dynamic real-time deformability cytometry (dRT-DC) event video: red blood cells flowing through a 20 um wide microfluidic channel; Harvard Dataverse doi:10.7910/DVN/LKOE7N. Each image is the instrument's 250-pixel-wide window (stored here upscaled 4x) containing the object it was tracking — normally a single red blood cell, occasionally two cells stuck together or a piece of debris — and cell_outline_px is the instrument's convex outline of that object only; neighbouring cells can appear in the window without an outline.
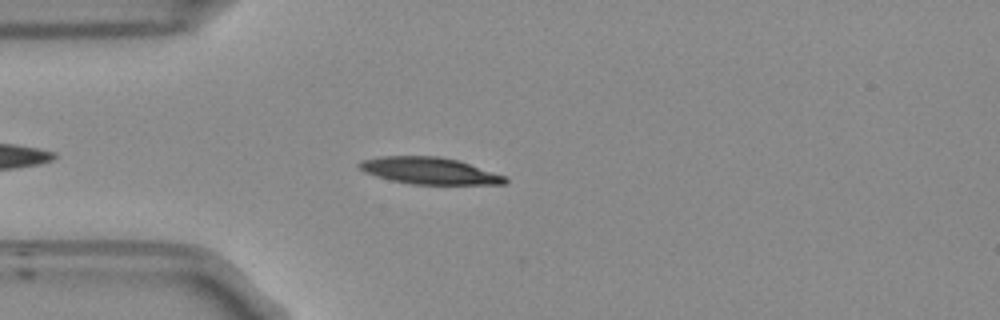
{"species": "Egyptian fruit bat (a non-hibernating species)", "species_latin": "Rousettus aegyptiacus", "temperature_condition": "room temperature", "stored_images_in_passage": 46, "camera_frame_rate_fps": 3000, "um_per_image_px": 0.085, "frame": {"image": 1, "passage_image": 6, "time_ms": 1.667, "image_size_px": [1000, 320], "cell_outline_px": [[508, 180], [504, 184], [412, 184], [392, 180], [376, 176], [364, 172], [356, 164], [360, 160], [384, 156], [436, 156], [460, 160], [504, 176]], "centroid_in_image_um": [36.46, 14.5], "position_along_channel_um": 48.5, "area_um2": 22.6}}
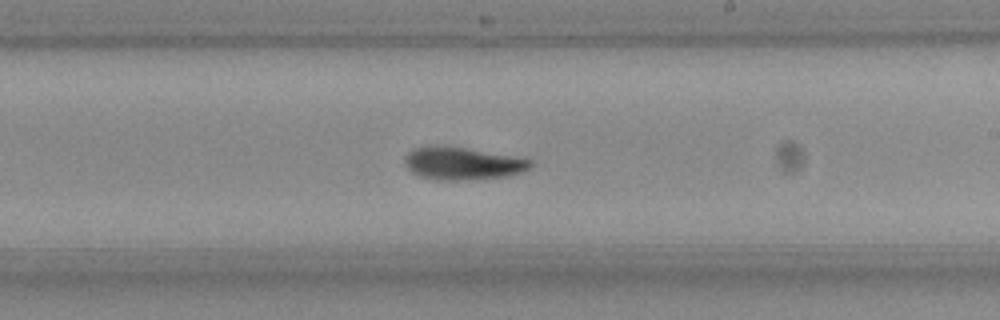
{"frame": {"image": 2, "passage_image": 23, "time_ms": 7.333, "image_size_px": [1000, 320], "cell_outline_px": [[532, 164], [528, 168], [520, 172], [508, 176], [464, 180], [436, 180], [420, 176], [412, 172], [404, 164], [404, 160], [408, 152], [412, 148], [448, 144], [512, 156], [532, 160]], "centroid_in_image_um": [39.26, 13.87], "position_along_channel_um": 249.7, "area_um2": 24.04}}
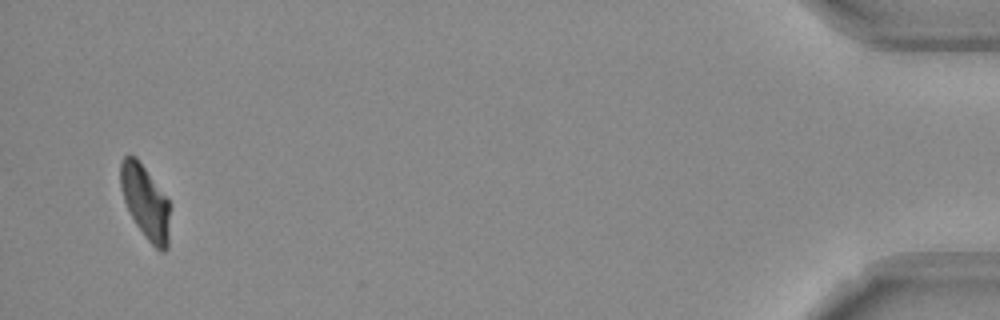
{"frame": {"image": 3, "passage_image": 44, "time_ms": 14.333, "image_size_px": [1000, 320], "cell_outline_px": [[168, 248], [164, 252], [160, 252], [148, 240], [136, 224], [124, 200], [120, 188], [120, 164], [124, 156], [128, 152], [136, 156], [168, 200]], "centroid_in_image_um": [12.32, 17.13], "position_along_channel_um": 422.9, "area_um2": 20.81}, "authors_computed_cell_mechanics": {"area_um2": 22.9177, "velocity_mm_per_s": 3.7343, "shape_relaxation_time_tau1_ms": 3.5767, "shape_relaxation_time_tau2_ms": 5.6173, "deformation_change_tau1": 0.1652, "deformation_change_tau2": 0.1052}}